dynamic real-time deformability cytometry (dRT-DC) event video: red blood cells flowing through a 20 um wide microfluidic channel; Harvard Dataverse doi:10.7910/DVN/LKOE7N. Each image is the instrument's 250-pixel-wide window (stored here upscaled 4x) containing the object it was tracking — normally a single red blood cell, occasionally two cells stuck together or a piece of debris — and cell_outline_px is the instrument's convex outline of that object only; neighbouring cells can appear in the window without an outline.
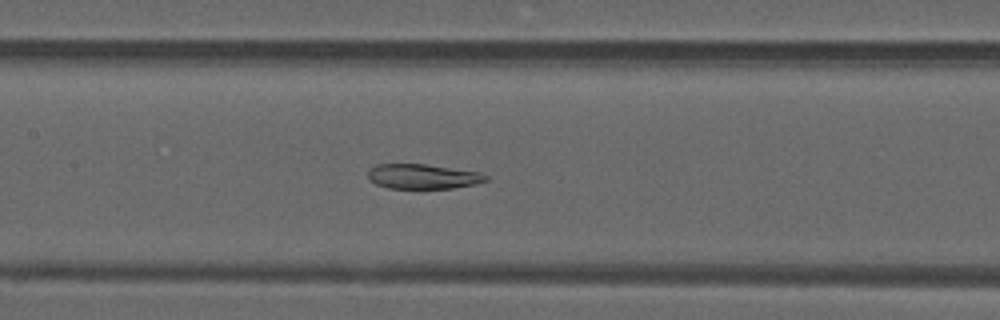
{"species": "common noctule bat (a hibernating species)", "species_latin": "Nyctalus noctula", "temperature_condition": "warm", "stored_images_in_passage": 49, "camera_frame_rate_fps": 3000, "um_per_image_px": 0.085, "animal": {"sex": "male", "forearm_length_mm": 52.5}, "frame": {"image": 1, "passage_image": 24, "time_ms": 7.667, "image_size_px": [1000, 320], "cell_outline_px": [[488, 180], [476, 184], [452, 188], [388, 188], [376, 184], [368, 180], [368, 168], [376, 164], [424, 164], [480, 172], [488, 176]], "centroid_in_image_um": [35.91, 15.0], "position_along_channel_um": 171.5, "area_um2": 17.11}}
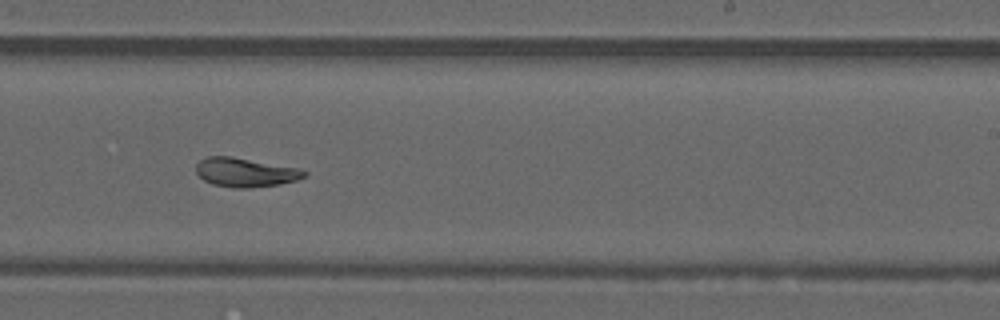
{"frame": {"image": 2, "passage_image": 31, "time_ms": 10.0, "image_size_px": [1000, 320], "cell_outline_px": [[308, 176], [296, 180], [280, 184], [252, 188], [232, 188], [212, 184], [204, 180], [196, 172], [196, 164], [200, 160], [208, 156], [232, 156], [300, 168], [308, 172]], "centroid_in_image_um": [20.88, 14.65], "position_along_channel_um": 268.1, "area_um2": 18.55}}
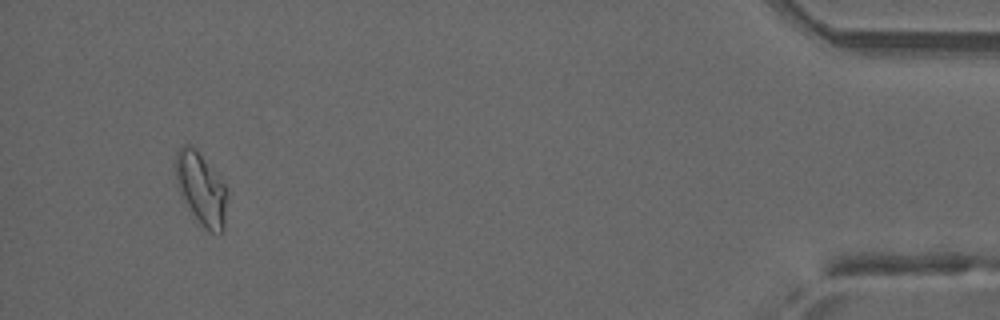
{"frame": {"image": 3, "passage_image": 47, "time_ms": 15.333, "image_size_px": [1000, 320], "cell_outline_px": [[224, 228], [220, 232], [212, 232], [204, 228], [192, 220], [180, 196], [176, 184], [176, 152], [184, 144], [188, 144], [196, 148], [224, 184]], "centroid_in_image_um": [17.01, 16.07], "position_along_channel_um": 418.2, "area_um2": 21.56}, "authors_computed_cell_mechanics": {"area_um2": 20.0566, "velocity_mm_per_s": 4.1709, "shape_relaxation_time_tau1_ms": null, "shape_relaxation_time_tau2_ms": 3.6442, "deformation_change_tau1": null, "deformation_change_tau2": 0.0787}}